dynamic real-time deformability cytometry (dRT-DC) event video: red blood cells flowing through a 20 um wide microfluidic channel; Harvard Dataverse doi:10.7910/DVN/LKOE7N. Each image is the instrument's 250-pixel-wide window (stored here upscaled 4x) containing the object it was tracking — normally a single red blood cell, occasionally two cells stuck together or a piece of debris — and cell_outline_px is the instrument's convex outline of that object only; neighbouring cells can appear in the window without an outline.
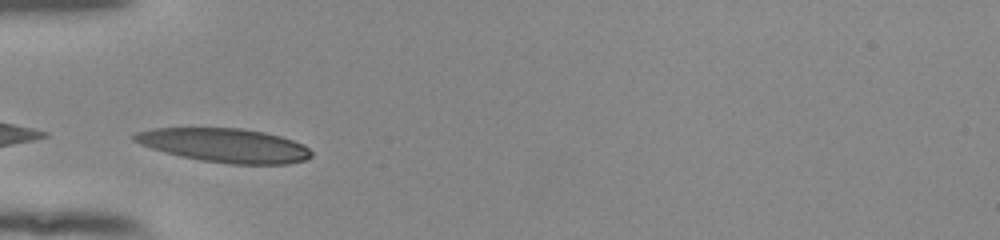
{"species": "human", "species_latin": "Homo sapiens", "temperature_condition": "room temperature", "stored_images_in_passage": 29, "camera_frame_rate_fps": 3000, "um_per_image_px": 0.085, "donor": {"sex": "female"}, "frame": {"image": 1, "passage_image": 1, "time_ms": 0.0, "image_size_px": [1000, 240], "cell_outline_px": [[312, 156], [304, 160], [288, 164], [232, 164], [200, 160], [180, 156], [164, 152], [140, 144], [132, 140], [132, 136], [136, 132], [152, 128], [240, 128], [264, 132], [280, 136], [304, 144], [312, 152]], "centroid_in_image_um": [19.09, 12.35], "position_along_channel_um": 65.9, "area_um2": 35.03}}
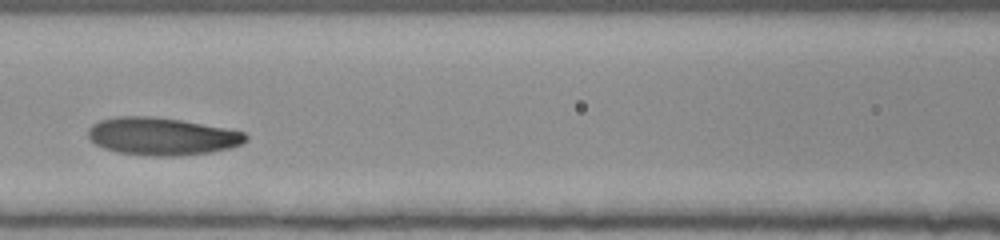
{"frame": {"image": 2, "passage_image": 8, "time_ms": 2.333, "image_size_px": [1000, 240], "cell_outline_px": [[248, 140], [240, 144], [228, 148], [212, 152], [180, 156], [152, 156], [120, 152], [104, 148], [96, 144], [88, 136], [88, 128], [92, 124], [100, 120], [116, 116], [148, 116], [180, 120], [224, 128], [244, 132], [248, 136]], "centroid_in_image_um": [13.75, 11.59], "position_along_channel_um": 152.8, "area_um2": 34.33}}
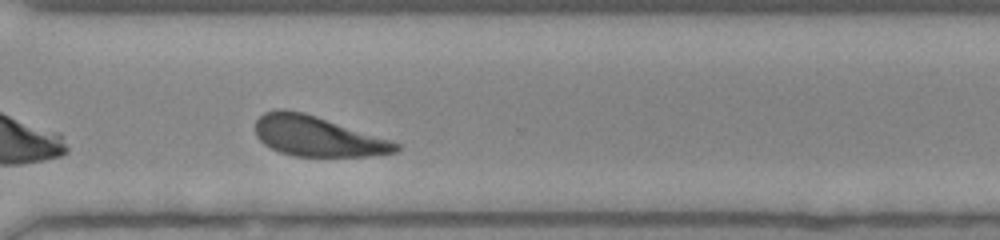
{"frame": {"image": 3, "passage_image": 23, "time_ms": 7.333, "image_size_px": [1000, 240], "cell_outline_px": [[400, 148], [396, 152], [368, 156], [292, 156], [280, 152], [264, 144], [256, 136], [256, 120], [264, 112], [276, 108], [284, 108], [304, 112], [400, 144]], "centroid_in_image_um": [26.91, 11.57], "position_along_channel_um": 343.7, "area_um2": 32.54}, "authors_computed_cell_mechanics": {"area_um2": 33.4662, "velocity_mm_per_s": 3.8151, "shape_relaxation_time_tau1_ms": 2.327, "shape_relaxation_time_tau2_ms": null, "deformation_change_tau1": 0.1291, "deformation_change_tau2": null}}